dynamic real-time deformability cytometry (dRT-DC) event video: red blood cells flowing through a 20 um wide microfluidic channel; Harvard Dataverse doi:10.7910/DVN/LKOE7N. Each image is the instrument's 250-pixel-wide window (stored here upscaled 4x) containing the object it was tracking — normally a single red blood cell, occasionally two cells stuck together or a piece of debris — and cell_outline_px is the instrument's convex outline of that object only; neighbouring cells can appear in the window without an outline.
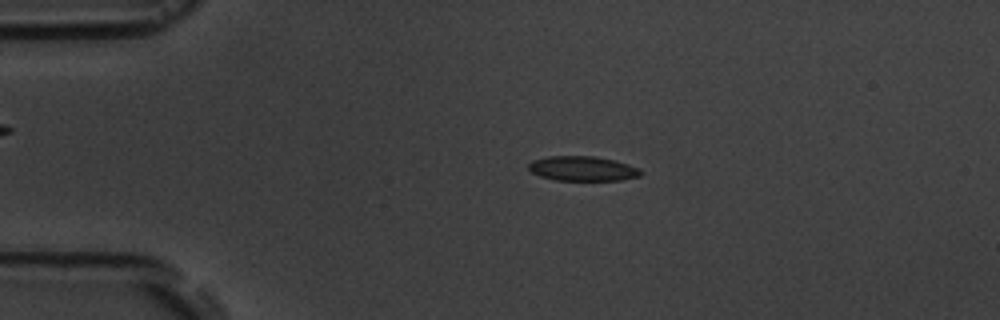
{"species": "common noctule bat (a hibernating species)", "species_latin": "Nyctalus noctula", "temperature_condition": "room temperature", "stored_images_in_passage": 5, "camera_frame_rate_fps": 3000, "um_per_image_px": 0.085, "animal": {"sex": "male", "body_mass_g": 19.5, "forearm_length_mm": 54.6}, "frame": {"image": 1, "passage_image": 4, "time_ms": 3.333, "image_size_px": [1000, 320], "cell_outline_px": [[644, 172], [640, 176], [620, 180], [556, 180], [540, 176], [532, 172], [528, 168], [528, 164], [532, 160], [548, 156], [596, 156], [616, 160], [628, 164]], "centroid_in_image_um": [49.52, 14.32], "position_along_channel_um": 35.5, "area_um2": 16.18}}